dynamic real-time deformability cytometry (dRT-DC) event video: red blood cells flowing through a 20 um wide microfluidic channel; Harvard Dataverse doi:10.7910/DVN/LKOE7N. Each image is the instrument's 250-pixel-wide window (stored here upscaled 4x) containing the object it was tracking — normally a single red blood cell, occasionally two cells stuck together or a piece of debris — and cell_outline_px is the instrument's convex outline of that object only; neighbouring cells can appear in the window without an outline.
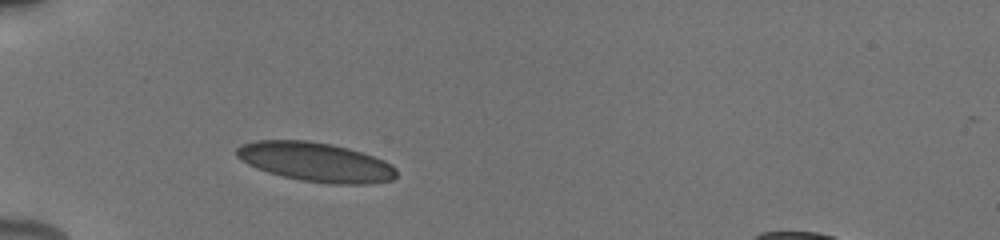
{"species": "human", "species_latin": "Homo sapiens", "temperature_condition": "cold", "stored_images_in_passage": 19, "camera_frame_rate_fps": 3000, "um_per_image_px": 0.085, "donor": {"sex": "male"}, "frame": {"image": 1, "passage_image": 1, "time_ms": 0.0, "image_size_px": [1000, 240], "cell_outline_px": [[396, 176], [392, 180], [368, 184], [332, 184], [300, 180], [268, 172], [256, 168], [240, 160], [236, 156], [236, 148], [244, 144], [256, 140], [308, 140], [332, 144], [348, 148], [384, 160], [392, 164], [396, 168]], "centroid_in_image_um": [26.83, 13.77], "position_along_channel_um": 58.2, "area_um2": 36.53}}
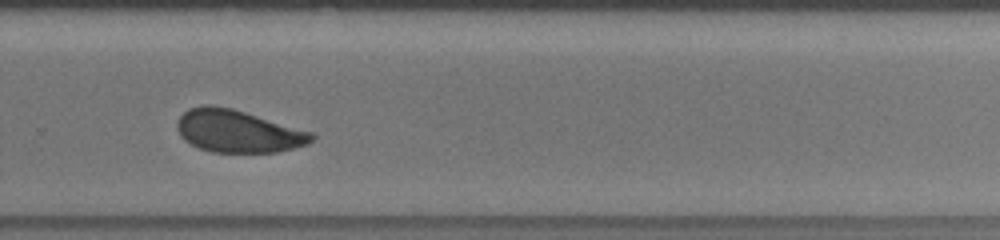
{"frame": {"image": 2, "passage_image": 14, "time_ms": 7.0, "image_size_px": [1000, 240], "cell_outline_px": [[316, 136], [308, 144], [276, 152], [212, 152], [200, 148], [184, 140], [180, 136], [176, 128], [176, 120], [188, 108], [204, 104], [208, 104], [232, 108], [312, 132]], "centroid_in_image_um": [20.18, 11.14], "position_along_channel_um": 309.6, "area_um2": 33.29}, "authors_computed_cell_mechanics": {"area_um2": 35.0268, "velocity_mm_per_s": 3.8167, "shape_relaxation_time_tau1_ms": 2.3645, "shape_relaxation_time_tau2_ms": 0.7929, "deformation_change_tau1": 0.0916, "deformation_change_tau2": 0.0376}}